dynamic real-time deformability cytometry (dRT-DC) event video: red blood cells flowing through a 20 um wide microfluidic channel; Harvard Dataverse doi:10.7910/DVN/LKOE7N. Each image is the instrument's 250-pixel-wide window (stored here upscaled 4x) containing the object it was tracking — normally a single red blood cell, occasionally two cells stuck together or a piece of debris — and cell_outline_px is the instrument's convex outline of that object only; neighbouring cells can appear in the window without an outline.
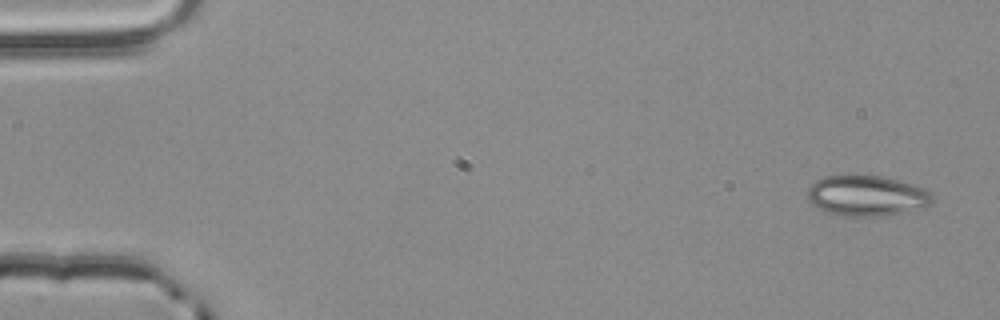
{"species": "common noctule bat (a hibernating species)", "species_latin": "Nyctalus noctula", "temperature_condition": "room temperature", "stored_images_in_passage": 5, "segment_of_instrument_passage": [1, 2], "camera_frame_rate_fps": 3000, "um_per_image_px": 0.085, "animal": {"sex": "male", "body_mass_g": 20.4}, "frame": {"image": 1, "passage_image": 1, "time_ms": 0.0, "image_size_px": [1000, 320], "cell_outline_px": [[932, 200], [924, 208], [908, 212], [884, 216], [844, 216], [828, 212], [812, 204], [808, 200], [808, 188], [816, 180], [824, 176], [880, 176], [912, 184], [924, 188], [932, 196]], "centroid_in_image_um": [73.67, 16.65], "position_along_channel_um": 11.3, "area_um2": 29.25}}
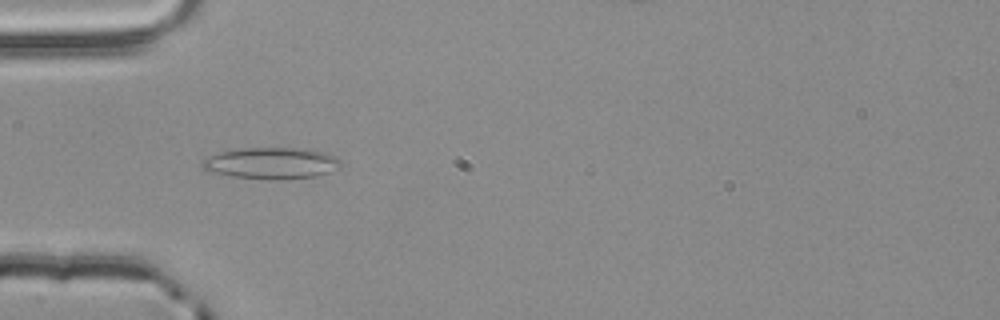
{"frame": {"image": 2, "passage_image": 4, "time_ms": 1.0, "image_size_px": [1000, 320], "cell_outline_px": [[340, 164], [328, 172], [316, 176], [276, 180], [268, 180], [232, 176], [212, 172], [204, 168], [204, 160], [220, 152], [240, 148], [308, 148], [324, 152], [336, 156], [340, 160]], "centroid_in_image_um": [23.11, 13.86], "position_along_channel_um": 61.9, "area_um2": 25.09}}